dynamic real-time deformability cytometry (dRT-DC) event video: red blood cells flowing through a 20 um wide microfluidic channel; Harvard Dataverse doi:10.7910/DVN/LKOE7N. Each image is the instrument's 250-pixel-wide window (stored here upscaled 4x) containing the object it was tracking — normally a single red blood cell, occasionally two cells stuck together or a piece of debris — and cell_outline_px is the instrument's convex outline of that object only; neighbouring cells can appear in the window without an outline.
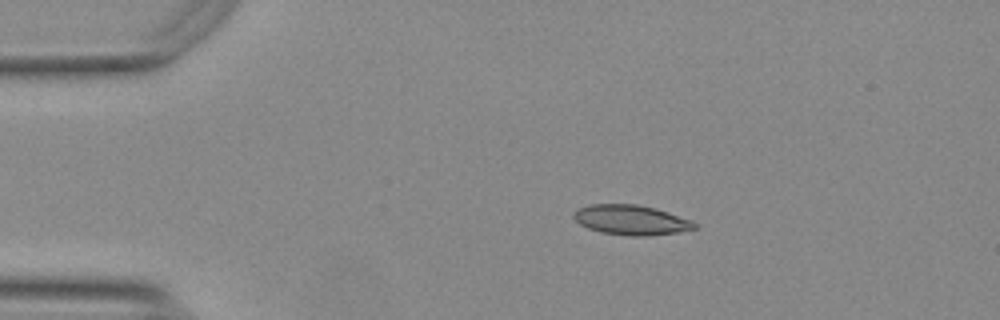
{"species": "Egyptian fruit bat (a non-hibernating species)", "species_latin": "Rousettus aegyptiacus", "temperature_condition": "warm", "stored_images_in_passage": 54, "camera_frame_rate_fps": 3000, "um_per_image_px": 0.085, "animal": {"sex": "female"}, "frame": {"image": 1, "passage_image": 10, "time_ms": 3.0, "image_size_px": [1000, 320], "cell_outline_px": [[696, 228], [676, 232], [648, 236], [632, 236], [600, 232], [588, 228], [580, 224], [572, 216], [572, 212], [588, 204], [636, 204], [656, 208], [692, 220], [696, 224]], "centroid_in_image_um": [53.62, 18.69], "position_along_channel_um": 31.4, "area_um2": 21.04}}
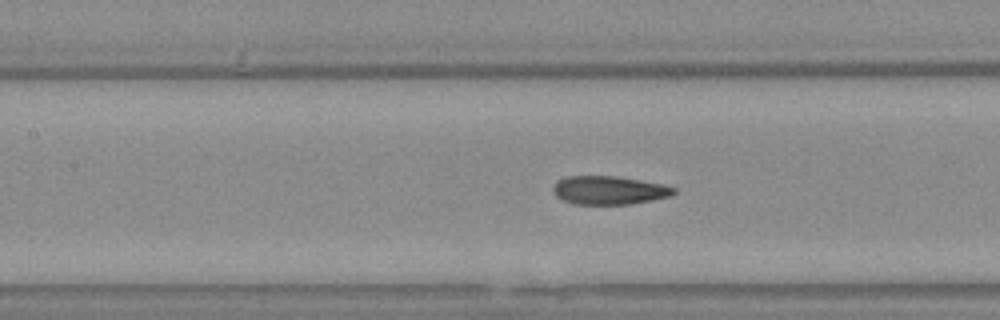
{"frame": {"image": 2, "passage_image": 24, "time_ms": 7.667, "image_size_px": [1000, 320], "cell_outline_px": [[676, 192], [672, 196], [632, 204], [572, 204], [556, 196], [552, 188], [560, 180], [568, 176], [616, 176], [640, 180], [660, 184], [676, 188]], "centroid_in_image_um": [51.8, 16.18], "position_along_channel_um": 155.6, "area_um2": 19.88}}
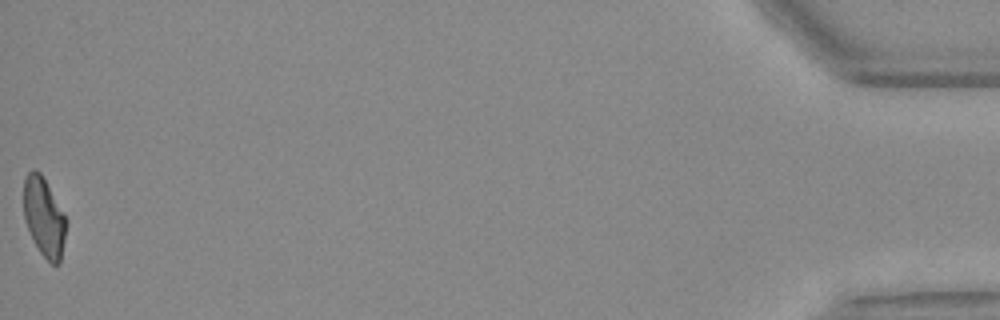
{"frame": {"image": 3, "passage_image": 54, "time_ms": 17.667, "image_size_px": [1000, 320], "cell_outline_px": [[68, 220], [60, 264], [52, 264], [40, 252], [32, 240], [24, 216], [24, 176], [32, 168], [36, 168], [40, 172]], "centroid_in_image_um": [3.75, 18.45], "position_along_channel_um": 431.5, "area_um2": 19.65}, "authors_computed_cell_mechanics": {"area_um2": 20.5768, "velocity_mm_per_s": 3.7653, "shape_relaxation_time_tau1_ms": 6.9265, "shape_relaxation_time_tau2_ms": 1.7966, "deformation_change_tau1": 0.227, "deformation_change_tau2": 0.1002}}